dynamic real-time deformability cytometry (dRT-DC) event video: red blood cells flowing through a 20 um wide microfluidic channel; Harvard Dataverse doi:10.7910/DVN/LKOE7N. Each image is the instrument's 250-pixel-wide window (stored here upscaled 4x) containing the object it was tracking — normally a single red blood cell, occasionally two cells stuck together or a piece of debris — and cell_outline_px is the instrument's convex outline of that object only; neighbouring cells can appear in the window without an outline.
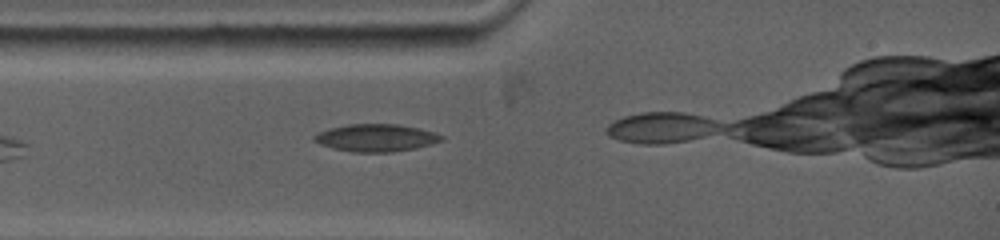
{"species": "common noctule bat (a hibernating species)", "species_latin": "Nyctalus noctula", "temperature_condition": "warm", "stored_images_in_passage": 3, "camera_frame_rate_fps": 5000, "um_per_image_px": 0.085, "animal": {"sex": "female", "body_mass_g": 19.0, "forearm_length_mm": 53.3}, "frame": {"image": 1, "passage_image": 3, "time_ms": 1.6, "image_size_px": [1000, 240], "cell_outline_px": [[444, 140], [432, 144], [416, 148], [392, 152], [352, 152], [332, 148], [320, 144], [312, 140], [312, 136], [316, 132], [328, 128], [348, 124], [396, 124], [420, 128], [444, 136]], "centroid_in_image_um": [31.93, 11.71], "position_along_channel_um": 53.1, "area_um2": 20.58}}